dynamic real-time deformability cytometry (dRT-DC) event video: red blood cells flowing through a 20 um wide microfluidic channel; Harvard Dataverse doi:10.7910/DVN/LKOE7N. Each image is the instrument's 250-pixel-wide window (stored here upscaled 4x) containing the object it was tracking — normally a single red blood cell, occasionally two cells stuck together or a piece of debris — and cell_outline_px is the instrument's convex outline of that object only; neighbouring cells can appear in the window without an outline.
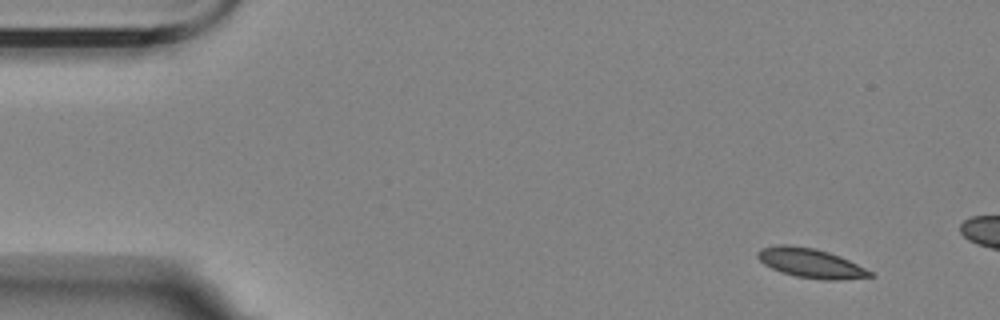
{"species": "Egyptian fruit bat (a non-hibernating species)", "species_latin": "Rousettus aegyptiacus", "temperature_condition": "room temperature", "stored_images_in_passage": 4, "camera_frame_rate_fps": 3000, "um_per_image_px": 0.085, "animal": {"sex": "female"}, "frame": {"image": 1, "passage_image": 1, "time_ms": 0.0, "image_size_px": [1000, 320], "cell_outline_px": [[876, 276], [840, 280], [820, 280], [796, 276], [780, 272], [764, 264], [756, 256], [756, 252], [760, 248], [780, 244], [788, 244], [816, 248], [840, 256], [872, 272]], "centroid_in_image_um": [68.88, 22.36], "position_along_channel_um": 16.1, "area_um2": 19.36}}